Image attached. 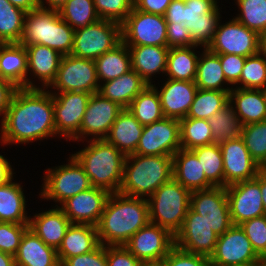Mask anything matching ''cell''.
<instances>
[{
    "mask_svg": "<svg viewBox=\"0 0 266 266\" xmlns=\"http://www.w3.org/2000/svg\"><path fill=\"white\" fill-rule=\"evenodd\" d=\"M0 120V143L5 146L57 136L53 95L48 89L18 88Z\"/></svg>",
    "mask_w": 266,
    "mask_h": 266,
    "instance_id": "6da1fadb",
    "label": "cell"
},
{
    "mask_svg": "<svg viewBox=\"0 0 266 266\" xmlns=\"http://www.w3.org/2000/svg\"><path fill=\"white\" fill-rule=\"evenodd\" d=\"M149 222L147 199L110 193L96 225L99 242L105 246L124 245Z\"/></svg>",
    "mask_w": 266,
    "mask_h": 266,
    "instance_id": "7a4b0ae2",
    "label": "cell"
},
{
    "mask_svg": "<svg viewBox=\"0 0 266 266\" xmlns=\"http://www.w3.org/2000/svg\"><path fill=\"white\" fill-rule=\"evenodd\" d=\"M173 178V157L168 155H126L119 193L148 199Z\"/></svg>",
    "mask_w": 266,
    "mask_h": 266,
    "instance_id": "3957f363",
    "label": "cell"
},
{
    "mask_svg": "<svg viewBox=\"0 0 266 266\" xmlns=\"http://www.w3.org/2000/svg\"><path fill=\"white\" fill-rule=\"evenodd\" d=\"M86 142L85 148L71 155L83 167L93 187L119 193L126 156L105 139Z\"/></svg>",
    "mask_w": 266,
    "mask_h": 266,
    "instance_id": "277c9868",
    "label": "cell"
},
{
    "mask_svg": "<svg viewBox=\"0 0 266 266\" xmlns=\"http://www.w3.org/2000/svg\"><path fill=\"white\" fill-rule=\"evenodd\" d=\"M75 30L59 15L58 10L37 8L26 12L20 44L43 45L70 55L73 48Z\"/></svg>",
    "mask_w": 266,
    "mask_h": 266,
    "instance_id": "5b68a950",
    "label": "cell"
},
{
    "mask_svg": "<svg viewBox=\"0 0 266 266\" xmlns=\"http://www.w3.org/2000/svg\"><path fill=\"white\" fill-rule=\"evenodd\" d=\"M190 196L191 191L174 178L164 183L147 199L150 222L168 229L175 236L190 208Z\"/></svg>",
    "mask_w": 266,
    "mask_h": 266,
    "instance_id": "8992f818",
    "label": "cell"
},
{
    "mask_svg": "<svg viewBox=\"0 0 266 266\" xmlns=\"http://www.w3.org/2000/svg\"><path fill=\"white\" fill-rule=\"evenodd\" d=\"M68 161L66 165L48 168L42 176L44 181L39 196L47 201L53 200L55 207L92 187L89 177L79 162L72 155Z\"/></svg>",
    "mask_w": 266,
    "mask_h": 266,
    "instance_id": "52a82bcc",
    "label": "cell"
},
{
    "mask_svg": "<svg viewBox=\"0 0 266 266\" xmlns=\"http://www.w3.org/2000/svg\"><path fill=\"white\" fill-rule=\"evenodd\" d=\"M121 42V25L99 19L84 28L75 30L71 55L96 60Z\"/></svg>",
    "mask_w": 266,
    "mask_h": 266,
    "instance_id": "ba28073f",
    "label": "cell"
},
{
    "mask_svg": "<svg viewBox=\"0 0 266 266\" xmlns=\"http://www.w3.org/2000/svg\"><path fill=\"white\" fill-rule=\"evenodd\" d=\"M121 35L126 45L168 46L164 16L145 13L135 7L121 24Z\"/></svg>",
    "mask_w": 266,
    "mask_h": 266,
    "instance_id": "9c48e42d",
    "label": "cell"
},
{
    "mask_svg": "<svg viewBox=\"0 0 266 266\" xmlns=\"http://www.w3.org/2000/svg\"><path fill=\"white\" fill-rule=\"evenodd\" d=\"M49 87L54 89V92L97 93L100 84L94 60L78 58L71 54L63 56L55 80Z\"/></svg>",
    "mask_w": 266,
    "mask_h": 266,
    "instance_id": "30bf717a",
    "label": "cell"
},
{
    "mask_svg": "<svg viewBox=\"0 0 266 266\" xmlns=\"http://www.w3.org/2000/svg\"><path fill=\"white\" fill-rule=\"evenodd\" d=\"M220 21L213 41L207 47L212 53L244 57L258 54L259 34L256 31L248 29L235 17L226 23Z\"/></svg>",
    "mask_w": 266,
    "mask_h": 266,
    "instance_id": "8fae6325",
    "label": "cell"
},
{
    "mask_svg": "<svg viewBox=\"0 0 266 266\" xmlns=\"http://www.w3.org/2000/svg\"><path fill=\"white\" fill-rule=\"evenodd\" d=\"M55 130L58 137L72 140L80 131L81 122L91 93L53 92Z\"/></svg>",
    "mask_w": 266,
    "mask_h": 266,
    "instance_id": "7c38bea8",
    "label": "cell"
},
{
    "mask_svg": "<svg viewBox=\"0 0 266 266\" xmlns=\"http://www.w3.org/2000/svg\"><path fill=\"white\" fill-rule=\"evenodd\" d=\"M123 109L118 103L104 98L100 93H93L88 101L80 131L72 141L84 143L89 136H92L89 140L105 139Z\"/></svg>",
    "mask_w": 266,
    "mask_h": 266,
    "instance_id": "4fadbf2b",
    "label": "cell"
},
{
    "mask_svg": "<svg viewBox=\"0 0 266 266\" xmlns=\"http://www.w3.org/2000/svg\"><path fill=\"white\" fill-rule=\"evenodd\" d=\"M190 208L203 216L211 230L221 236L232 225L226 187L191 192Z\"/></svg>",
    "mask_w": 266,
    "mask_h": 266,
    "instance_id": "5bb4252c",
    "label": "cell"
},
{
    "mask_svg": "<svg viewBox=\"0 0 266 266\" xmlns=\"http://www.w3.org/2000/svg\"><path fill=\"white\" fill-rule=\"evenodd\" d=\"M179 149L180 122L177 119L163 117L144 126L135 154L173 156Z\"/></svg>",
    "mask_w": 266,
    "mask_h": 266,
    "instance_id": "9a60e30c",
    "label": "cell"
},
{
    "mask_svg": "<svg viewBox=\"0 0 266 266\" xmlns=\"http://www.w3.org/2000/svg\"><path fill=\"white\" fill-rule=\"evenodd\" d=\"M259 258L240 225H232L218 236L210 263L211 266H245L256 264Z\"/></svg>",
    "mask_w": 266,
    "mask_h": 266,
    "instance_id": "2e32d148",
    "label": "cell"
},
{
    "mask_svg": "<svg viewBox=\"0 0 266 266\" xmlns=\"http://www.w3.org/2000/svg\"><path fill=\"white\" fill-rule=\"evenodd\" d=\"M226 194L233 225L264 215L260 172L253 179L228 185Z\"/></svg>",
    "mask_w": 266,
    "mask_h": 266,
    "instance_id": "e0dca14e",
    "label": "cell"
},
{
    "mask_svg": "<svg viewBox=\"0 0 266 266\" xmlns=\"http://www.w3.org/2000/svg\"><path fill=\"white\" fill-rule=\"evenodd\" d=\"M124 246L141 262L162 260L175 246V236L168 229L149 222Z\"/></svg>",
    "mask_w": 266,
    "mask_h": 266,
    "instance_id": "ac0fdd59",
    "label": "cell"
},
{
    "mask_svg": "<svg viewBox=\"0 0 266 266\" xmlns=\"http://www.w3.org/2000/svg\"><path fill=\"white\" fill-rule=\"evenodd\" d=\"M220 7L210 0H185V23L192 41L207 48L213 41L219 20Z\"/></svg>",
    "mask_w": 266,
    "mask_h": 266,
    "instance_id": "d6986e66",
    "label": "cell"
},
{
    "mask_svg": "<svg viewBox=\"0 0 266 266\" xmlns=\"http://www.w3.org/2000/svg\"><path fill=\"white\" fill-rule=\"evenodd\" d=\"M217 241L218 235L204 217L189 208L182 228L175 234V246L189 253L210 257Z\"/></svg>",
    "mask_w": 266,
    "mask_h": 266,
    "instance_id": "ffe728a7",
    "label": "cell"
},
{
    "mask_svg": "<svg viewBox=\"0 0 266 266\" xmlns=\"http://www.w3.org/2000/svg\"><path fill=\"white\" fill-rule=\"evenodd\" d=\"M224 164V187L253 179L261 166L251 157L244 140L231 139L220 145Z\"/></svg>",
    "mask_w": 266,
    "mask_h": 266,
    "instance_id": "44dd1931",
    "label": "cell"
},
{
    "mask_svg": "<svg viewBox=\"0 0 266 266\" xmlns=\"http://www.w3.org/2000/svg\"><path fill=\"white\" fill-rule=\"evenodd\" d=\"M110 193L102 188L91 187L68 198L59 208L71 223L97 225Z\"/></svg>",
    "mask_w": 266,
    "mask_h": 266,
    "instance_id": "7402d4cb",
    "label": "cell"
},
{
    "mask_svg": "<svg viewBox=\"0 0 266 266\" xmlns=\"http://www.w3.org/2000/svg\"><path fill=\"white\" fill-rule=\"evenodd\" d=\"M165 79L167 81L162 84L160 90L152 84L159 95L162 113L167 118L184 119L194 101L197 85L194 81Z\"/></svg>",
    "mask_w": 266,
    "mask_h": 266,
    "instance_id": "603a6c76",
    "label": "cell"
},
{
    "mask_svg": "<svg viewBox=\"0 0 266 266\" xmlns=\"http://www.w3.org/2000/svg\"><path fill=\"white\" fill-rule=\"evenodd\" d=\"M28 225L45 244L58 250L71 222L58 206L34 214Z\"/></svg>",
    "mask_w": 266,
    "mask_h": 266,
    "instance_id": "cb8c5ba5",
    "label": "cell"
},
{
    "mask_svg": "<svg viewBox=\"0 0 266 266\" xmlns=\"http://www.w3.org/2000/svg\"><path fill=\"white\" fill-rule=\"evenodd\" d=\"M27 75V51L20 43H7L0 47V78L18 88H40Z\"/></svg>",
    "mask_w": 266,
    "mask_h": 266,
    "instance_id": "d4e9b609",
    "label": "cell"
},
{
    "mask_svg": "<svg viewBox=\"0 0 266 266\" xmlns=\"http://www.w3.org/2000/svg\"><path fill=\"white\" fill-rule=\"evenodd\" d=\"M131 54L132 70L136 71L141 78L152 85V77L156 74L166 73L168 46H138L127 45ZM155 75V76H154Z\"/></svg>",
    "mask_w": 266,
    "mask_h": 266,
    "instance_id": "484cf974",
    "label": "cell"
},
{
    "mask_svg": "<svg viewBox=\"0 0 266 266\" xmlns=\"http://www.w3.org/2000/svg\"><path fill=\"white\" fill-rule=\"evenodd\" d=\"M173 178L191 192L215 187L202 171L201 163L192 150L179 149L173 156Z\"/></svg>",
    "mask_w": 266,
    "mask_h": 266,
    "instance_id": "4316f807",
    "label": "cell"
},
{
    "mask_svg": "<svg viewBox=\"0 0 266 266\" xmlns=\"http://www.w3.org/2000/svg\"><path fill=\"white\" fill-rule=\"evenodd\" d=\"M229 104L243 126L266 121V96L263 89L232 87L229 92Z\"/></svg>",
    "mask_w": 266,
    "mask_h": 266,
    "instance_id": "83f0119b",
    "label": "cell"
},
{
    "mask_svg": "<svg viewBox=\"0 0 266 266\" xmlns=\"http://www.w3.org/2000/svg\"><path fill=\"white\" fill-rule=\"evenodd\" d=\"M27 51V74L37 78L42 84L40 88L48 89L55 80L59 69L62 55L43 45L26 46Z\"/></svg>",
    "mask_w": 266,
    "mask_h": 266,
    "instance_id": "f1b7e54d",
    "label": "cell"
},
{
    "mask_svg": "<svg viewBox=\"0 0 266 266\" xmlns=\"http://www.w3.org/2000/svg\"><path fill=\"white\" fill-rule=\"evenodd\" d=\"M15 266H60L57 250L45 244L29 228L14 256Z\"/></svg>",
    "mask_w": 266,
    "mask_h": 266,
    "instance_id": "f546056e",
    "label": "cell"
},
{
    "mask_svg": "<svg viewBox=\"0 0 266 266\" xmlns=\"http://www.w3.org/2000/svg\"><path fill=\"white\" fill-rule=\"evenodd\" d=\"M144 126L128 108H124L112 124L105 140L125 156L136 152Z\"/></svg>",
    "mask_w": 266,
    "mask_h": 266,
    "instance_id": "4dcf8cb0",
    "label": "cell"
},
{
    "mask_svg": "<svg viewBox=\"0 0 266 266\" xmlns=\"http://www.w3.org/2000/svg\"><path fill=\"white\" fill-rule=\"evenodd\" d=\"M99 245L95 225L71 223L57 250L59 262L61 264L70 257L89 253Z\"/></svg>",
    "mask_w": 266,
    "mask_h": 266,
    "instance_id": "1f68e13d",
    "label": "cell"
},
{
    "mask_svg": "<svg viewBox=\"0 0 266 266\" xmlns=\"http://www.w3.org/2000/svg\"><path fill=\"white\" fill-rule=\"evenodd\" d=\"M147 85L136 71L130 70L118 78L102 82L98 93L104 98L118 103L121 107L128 108L132 100Z\"/></svg>",
    "mask_w": 266,
    "mask_h": 266,
    "instance_id": "d6a6232c",
    "label": "cell"
},
{
    "mask_svg": "<svg viewBox=\"0 0 266 266\" xmlns=\"http://www.w3.org/2000/svg\"><path fill=\"white\" fill-rule=\"evenodd\" d=\"M21 184L12 179L0 186V222L29 224L30 216L27 215V201Z\"/></svg>",
    "mask_w": 266,
    "mask_h": 266,
    "instance_id": "836d02e7",
    "label": "cell"
},
{
    "mask_svg": "<svg viewBox=\"0 0 266 266\" xmlns=\"http://www.w3.org/2000/svg\"><path fill=\"white\" fill-rule=\"evenodd\" d=\"M194 82L198 89L216 91H230L232 89V87H226L230 84L225 78L219 56L212 53L208 48H203L202 53L199 54Z\"/></svg>",
    "mask_w": 266,
    "mask_h": 266,
    "instance_id": "e575fe53",
    "label": "cell"
},
{
    "mask_svg": "<svg viewBox=\"0 0 266 266\" xmlns=\"http://www.w3.org/2000/svg\"><path fill=\"white\" fill-rule=\"evenodd\" d=\"M94 62L99 84L118 78L132 70L131 54L124 42L105 52Z\"/></svg>",
    "mask_w": 266,
    "mask_h": 266,
    "instance_id": "d590c367",
    "label": "cell"
},
{
    "mask_svg": "<svg viewBox=\"0 0 266 266\" xmlns=\"http://www.w3.org/2000/svg\"><path fill=\"white\" fill-rule=\"evenodd\" d=\"M196 48H198L197 45L169 49L165 73L168 79L195 81L199 58V55L195 52Z\"/></svg>",
    "mask_w": 266,
    "mask_h": 266,
    "instance_id": "8d00e7d4",
    "label": "cell"
},
{
    "mask_svg": "<svg viewBox=\"0 0 266 266\" xmlns=\"http://www.w3.org/2000/svg\"><path fill=\"white\" fill-rule=\"evenodd\" d=\"M208 122L213 133V144L221 145L241 137L243 125L230 104L215 112Z\"/></svg>",
    "mask_w": 266,
    "mask_h": 266,
    "instance_id": "74e56055",
    "label": "cell"
},
{
    "mask_svg": "<svg viewBox=\"0 0 266 266\" xmlns=\"http://www.w3.org/2000/svg\"><path fill=\"white\" fill-rule=\"evenodd\" d=\"M128 109L143 126L152 124L164 117L159 95L152 85H147L132 100Z\"/></svg>",
    "mask_w": 266,
    "mask_h": 266,
    "instance_id": "f35d334b",
    "label": "cell"
},
{
    "mask_svg": "<svg viewBox=\"0 0 266 266\" xmlns=\"http://www.w3.org/2000/svg\"><path fill=\"white\" fill-rule=\"evenodd\" d=\"M26 11L0 0V40L3 44L19 43L23 34Z\"/></svg>",
    "mask_w": 266,
    "mask_h": 266,
    "instance_id": "ab89813d",
    "label": "cell"
},
{
    "mask_svg": "<svg viewBox=\"0 0 266 266\" xmlns=\"http://www.w3.org/2000/svg\"><path fill=\"white\" fill-rule=\"evenodd\" d=\"M230 91L198 89L185 118L206 119L229 104Z\"/></svg>",
    "mask_w": 266,
    "mask_h": 266,
    "instance_id": "60d3db41",
    "label": "cell"
},
{
    "mask_svg": "<svg viewBox=\"0 0 266 266\" xmlns=\"http://www.w3.org/2000/svg\"><path fill=\"white\" fill-rule=\"evenodd\" d=\"M179 122L181 148L192 150L213 144V133L208 120L184 118Z\"/></svg>",
    "mask_w": 266,
    "mask_h": 266,
    "instance_id": "b9f144b4",
    "label": "cell"
},
{
    "mask_svg": "<svg viewBox=\"0 0 266 266\" xmlns=\"http://www.w3.org/2000/svg\"><path fill=\"white\" fill-rule=\"evenodd\" d=\"M58 13L74 30L84 28L100 19L93 0H67L58 9Z\"/></svg>",
    "mask_w": 266,
    "mask_h": 266,
    "instance_id": "7bdbcfd3",
    "label": "cell"
},
{
    "mask_svg": "<svg viewBox=\"0 0 266 266\" xmlns=\"http://www.w3.org/2000/svg\"><path fill=\"white\" fill-rule=\"evenodd\" d=\"M206 178L215 187H224V164L220 145L210 144L192 149Z\"/></svg>",
    "mask_w": 266,
    "mask_h": 266,
    "instance_id": "ee69618b",
    "label": "cell"
},
{
    "mask_svg": "<svg viewBox=\"0 0 266 266\" xmlns=\"http://www.w3.org/2000/svg\"><path fill=\"white\" fill-rule=\"evenodd\" d=\"M240 13L235 18L258 34L266 31V0H234Z\"/></svg>",
    "mask_w": 266,
    "mask_h": 266,
    "instance_id": "f6af8a7d",
    "label": "cell"
},
{
    "mask_svg": "<svg viewBox=\"0 0 266 266\" xmlns=\"http://www.w3.org/2000/svg\"><path fill=\"white\" fill-rule=\"evenodd\" d=\"M236 88L264 89L266 87V59L259 53L246 57ZM240 85V86H239Z\"/></svg>",
    "mask_w": 266,
    "mask_h": 266,
    "instance_id": "bcb514c9",
    "label": "cell"
},
{
    "mask_svg": "<svg viewBox=\"0 0 266 266\" xmlns=\"http://www.w3.org/2000/svg\"><path fill=\"white\" fill-rule=\"evenodd\" d=\"M241 138L251 157L262 166L266 161V121L244 125Z\"/></svg>",
    "mask_w": 266,
    "mask_h": 266,
    "instance_id": "7dc6e473",
    "label": "cell"
},
{
    "mask_svg": "<svg viewBox=\"0 0 266 266\" xmlns=\"http://www.w3.org/2000/svg\"><path fill=\"white\" fill-rule=\"evenodd\" d=\"M100 19L122 24L134 8V0H93Z\"/></svg>",
    "mask_w": 266,
    "mask_h": 266,
    "instance_id": "c3c4849f",
    "label": "cell"
},
{
    "mask_svg": "<svg viewBox=\"0 0 266 266\" xmlns=\"http://www.w3.org/2000/svg\"><path fill=\"white\" fill-rule=\"evenodd\" d=\"M28 224L0 222V251L15 256Z\"/></svg>",
    "mask_w": 266,
    "mask_h": 266,
    "instance_id": "681fc988",
    "label": "cell"
},
{
    "mask_svg": "<svg viewBox=\"0 0 266 266\" xmlns=\"http://www.w3.org/2000/svg\"><path fill=\"white\" fill-rule=\"evenodd\" d=\"M256 254L261 257L266 255V216L247 220L240 224Z\"/></svg>",
    "mask_w": 266,
    "mask_h": 266,
    "instance_id": "f907efd6",
    "label": "cell"
},
{
    "mask_svg": "<svg viewBox=\"0 0 266 266\" xmlns=\"http://www.w3.org/2000/svg\"><path fill=\"white\" fill-rule=\"evenodd\" d=\"M166 266H211L210 257L189 253L174 246L165 257Z\"/></svg>",
    "mask_w": 266,
    "mask_h": 266,
    "instance_id": "816d5d0a",
    "label": "cell"
},
{
    "mask_svg": "<svg viewBox=\"0 0 266 266\" xmlns=\"http://www.w3.org/2000/svg\"><path fill=\"white\" fill-rule=\"evenodd\" d=\"M60 266H107L106 246L100 244L89 253L65 259Z\"/></svg>",
    "mask_w": 266,
    "mask_h": 266,
    "instance_id": "f5cc1de1",
    "label": "cell"
},
{
    "mask_svg": "<svg viewBox=\"0 0 266 266\" xmlns=\"http://www.w3.org/2000/svg\"><path fill=\"white\" fill-rule=\"evenodd\" d=\"M227 82L235 86L239 81L246 57L235 54H217Z\"/></svg>",
    "mask_w": 266,
    "mask_h": 266,
    "instance_id": "db71d44e",
    "label": "cell"
},
{
    "mask_svg": "<svg viewBox=\"0 0 266 266\" xmlns=\"http://www.w3.org/2000/svg\"><path fill=\"white\" fill-rule=\"evenodd\" d=\"M167 43L169 48L173 47H189L196 44L192 41L190 31L186 27V23H167Z\"/></svg>",
    "mask_w": 266,
    "mask_h": 266,
    "instance_id": "11a10c76",
    "label": "cell"
},
{
    "mask_svg": "<svg viewBox=\"0 0 266 266\" xmlns=\"http://www.w3.org/2000/svg\"><path fill=\"white\" fill-rule=\"evenodd\" d=\"M107 266H141L138 260L124 245L106 246Z\"/></svg>",
    "mask_w": 266,
    "mask_h": 266,
    "instance_id": "9f6ffc18",
    "label": "cell"
},
{
    "mask_svg": "<svg viewBox=\"0 0 266 266\" xmlns=\"http://www.w3.org/2000/svg\"><path fill=\"white\" fill-rule=\"evenodd\" d=\"M172 0H134V7L145 13L164 16Z\"/></svg>",
    "mask_w": 266,
    "mask_h": 266,
    "instance_id": "6f0895ef",
    "label": "cell"
},
{
    "mask_svg": "<svg viewBox=\"0 0 266 266\" xmlns=\"http://www.w3.org/2000/svg\"><path fill=\"white\" fill-rule=\"evenodd\" d=\"M18 87L9 80L0 78V118H3Z\"/></svg>",
    "mask_w": 266,
    "mask_h": 266,
    "instance_id": "680465c9",
    "label": "cell"
},
{
    "mask_svg": "<svg viewBox=\"0 0 266 266\" xmlns=\"http://www.w3.org/2000/svg\"><path fill=\"white\" fill-rule=\"evenodd\" d=\"M167 23L185 22V0H172L164 14Z\"/></svg>",
    "mask_w": 266,
    "mask_h": 266,
    "instance_id": "91938a15",
    "label": "cell"
},
{
    "mask_svg": "<svg viewBox=\"0 0 266 266\" xmlns=\"http://www.w3.org/2000/svg\"><path fill=\"white\" fill-rule=\"evenodd\" d=\"M14 169L10 165V161L0 154V186L7 184L10 180L15 177L13 174Z\"/></svg>",
    "mask_w": 266,
    "mask_h": 266,
    "instance_id": "94428289",
    "label": "cell"
},
{
    "mask_svg": "<svg viewBox=\"0 0 266 266\" xmlns=\"http://www.w3.org/2000/svg\"><path fill=\"white\" fill-rule=\"evenodd\" d=\"M9 2L12 5L19 7L26 12L39 8L38 0H9Z\"/></svg>",
    "mask_w": 266,
    "mask_h": 266,
    "instance_id": "6125c7cd",
    "label": "cell"
},
{
    "mask_svg": "<svg viewBox=\"0 0 266 266\" xmlns=\"http://www.w3.org/2000/svg\"><path fill=\"white\" fill-rule=\"evenodd\" d=\"M39 8L50 9V10H58L61 8L67 0H38ZM45 1V2H44ZM46 6H45V4ZM48 6V7H47Z\"/></svg>",
    "mask_w": 266,
    "mask_h": 266,
    "instance_id": "be15d7a7",
    "label": "cell"
},
{
    "mask_svg": "<svg viewBox=\"0 0 266 266\" xmlns=\"http://www.w3.org/2000/svg\"><path fill=\"white\" fill-rule=\"evenodd\" d=\"M260 191L262 194L264 215L266 216V174L260 171Z\"/></svg>",
    "mask_w": 266,
    "mask_h": 266,
    "instance_id": "e7e4bbea",
    "label": "cell"
},
{
    "mask_svg": "<svg viewBox=\"0 0 266 266\" xmlns=\"http://www.w3.org/2000/svg\"><path fill=\"white\" fill-rule=\"evenodd\" d=\"M0 266H15L14 256L0 251Z\"/></svg>",
    "mask_w": 266,
    "mask_h": 266,
    "instance_id": "03108f58",
    "label": "cell"
},
{
    "mask_svg": "<svg viewBox=\"0 0 266 266\" xmlns=\"http://www.w3.org/2000/svg\"><path fill=\"white\" fill-rule=\"evenodd\" d=\"M258 53L266 59V31L259 34Z\"/></svg>",
    "mask_w": 266,
    "mask_h": 266,
    "instance_id": "003e7915",
    "label": "cell"
},
{
    "mask_svg": "<svg viewBox=\"0 0 266 266\" xmlns=\"http://www.w3.org/2000/svg\"><path fill=\"white\" fill-rule=\"evenodd\" d=\"M141 266H166L165 258L162 260H155V261H143Z\"/></svg>",
    "mask_w": 266,
    "mask_h": 266,
    "instance_id": "a7ac6f4b",
    "label": "cell"
},
{
    "mask_svg": "<svg viewBox=\"0 0 266 266\" xmlns=\"http://www.w3.org/2000/svg\"><path fill=\"white\" fill-rule=\"evenodd\" d=\"M256 266H266V255L261 256L256 263Z\"/></svg>",
    "mask_w": 266,
    "mask_h": 266,
    "instance_id": "89a4df30",
    "label": "cell"
},
{
    "mask_svg": "<svg viewBox=\"0 0 266 266\" xmlns=\"http://www.w3.org/2000/svg\"><path fill=\"white\" fill-rule=\"evenodd\" d=\"M261 171L266 174V161L262 164Z\"/></svg>",
    "mask_w": 266,
    "mask_h": 266,
    "instance_id": "2644e50d",
    "label": "cell"
},
{
    "mask_svg": "<svg viewBox=\"0 0 266 266\" xmlns=\"http://www.w3.org/2000/svg\"><path fill=\"white\" fill-rule=\"evenodd\" d=\"M210 1H213L217 6H219L218 5V0H210Z\"/></svg>",
    "mask_w": 266,
    "mask_h": 266,
    "instance_id": "8c879c8a",
    "label": "cell"
},
{
    "mask_svg": "<svg viewBox=\"0 0 266 266\" xmlns=\"http://www.w3.org/2000/svg\"><path fill=\"white\" fill-rule=\"evenodd\" d=\"M245 266H256V264H249V265H245Z\"/></svg>",
    "mask_w": 266,
    "mask_h": 266,
    "instance_id": "753ad0ef",
    "label": "cell"
},
{
    "mask_svg": "<svg viewBox=\"0 0 266 266\" xmlns=\"http://www.w3.org/2000/svg\"><path fill=\"white\" fill-rule=\"evenodd\" d=\"M263 91H264V94H265V96H266V87L263 89Z\"/></svg>",
    "mask_w": 266,
    "mask_h": 266,
    "instance_id": "34e18365",
    "label": "cell"
}]
</instances>
